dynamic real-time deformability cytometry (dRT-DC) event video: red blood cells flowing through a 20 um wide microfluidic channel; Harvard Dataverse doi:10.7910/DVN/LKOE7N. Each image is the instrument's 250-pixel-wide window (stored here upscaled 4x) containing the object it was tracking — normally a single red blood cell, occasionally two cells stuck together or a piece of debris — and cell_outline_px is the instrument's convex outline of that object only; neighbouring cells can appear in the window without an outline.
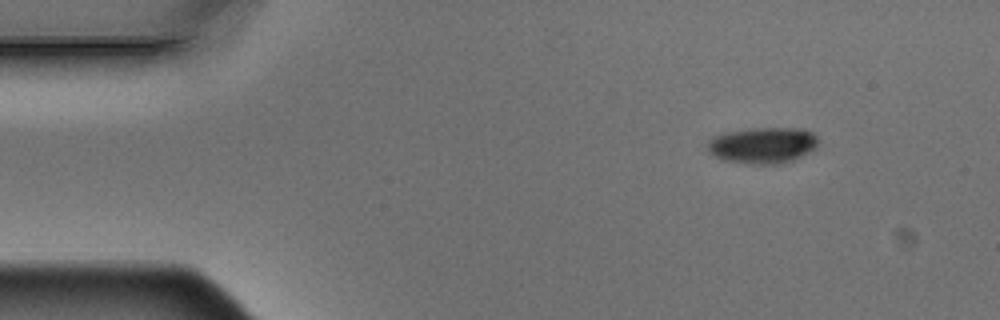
{"species": "Egyptian fruit bat (a non-hibernating species)", "species_latin": "Rousettus aegyptiacus", "temperature_condition": "warm", "stored_images_in_passage": 4, "segment_of_instrument_passage": [1, 2], "camera_frame_rate_fps": 3000, "um_per_image_px": 0.085, "animal": {"sex": "male"}, "frame": {"image": 1, "passage_image": 1, "time_ms": 0.0, "image_size_px": [1000, 320], "cell_outline_px": [[816, 148], [792, 160], [780, 164], [752, 164], [724, 160], [708, 152], [708, 140], [712, 136], [724, 132], [752, 128], [804, 128], [812, 132], [816, 136]], "centroid_in_image_um": [64.8, 12.33], "position_along_channel_um": 20.2, "area_um2": 23.35}}
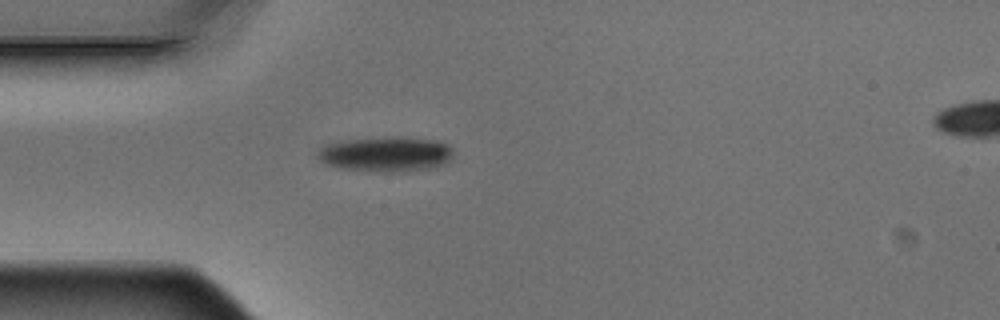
{"frame": {"image": 2, "passage_image": 3, "time_ms": 0.667, "image_size_px": [1000, 320], "cell_outline_px": [[452, 160], [436, 168], [392, 172], [384, 172], [340, 168], [324, 164], [316, 156], [316, 152], [324, 144], [348, 140], [392, 136], [400, 136], [436, 140], [448, 144], [452, 148]], "centroid_in_image_um": [32.82, 13.1], "position_along_channel_um": 52.2, "area_um2": 28.09}}